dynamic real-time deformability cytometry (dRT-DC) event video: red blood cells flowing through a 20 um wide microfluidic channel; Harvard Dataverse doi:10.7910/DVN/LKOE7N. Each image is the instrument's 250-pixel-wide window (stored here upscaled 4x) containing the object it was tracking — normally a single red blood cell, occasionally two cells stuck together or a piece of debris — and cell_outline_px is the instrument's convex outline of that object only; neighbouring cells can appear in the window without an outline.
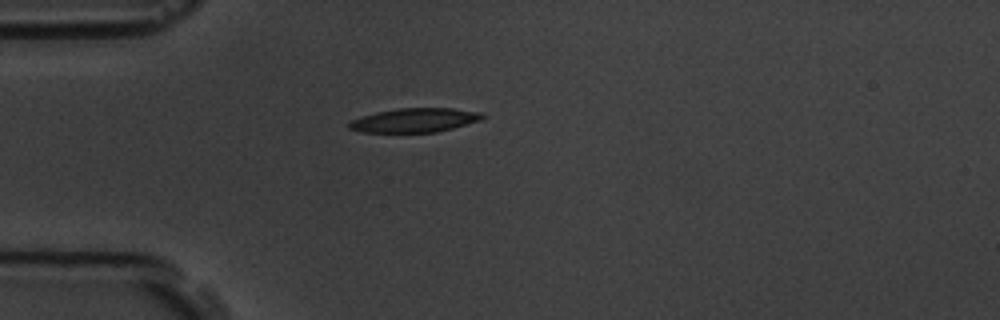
{"species": "common noctule bat (a hibernating species)", "species_latin": "Nyctalus noctula", "temperature_condition": "room temperature", "stored_images_in_passage": 2, "camera_frame_rate_fps": 3000, "um_per_image_px": 0.085, "animal": {"sex": "male", "body_mass_g": 19.5, "forearm_length_mm": 54.6}, "frame": {"image": 1, "passage_image": 1, "time_ms": 0.0, "image_size_px": [1000, 320], "cell_outline_px": [[484, 120], [436, 132], [360, 132], [348, 128], [348, 124], [352, 120], [376, 112], [400, 108], [452, 108], [480, 112], [484, 116]], "centroid_in_image_um": [35.28, 10.22], "position_along_channel_um": 49.7, "area_um2": 18.61}}